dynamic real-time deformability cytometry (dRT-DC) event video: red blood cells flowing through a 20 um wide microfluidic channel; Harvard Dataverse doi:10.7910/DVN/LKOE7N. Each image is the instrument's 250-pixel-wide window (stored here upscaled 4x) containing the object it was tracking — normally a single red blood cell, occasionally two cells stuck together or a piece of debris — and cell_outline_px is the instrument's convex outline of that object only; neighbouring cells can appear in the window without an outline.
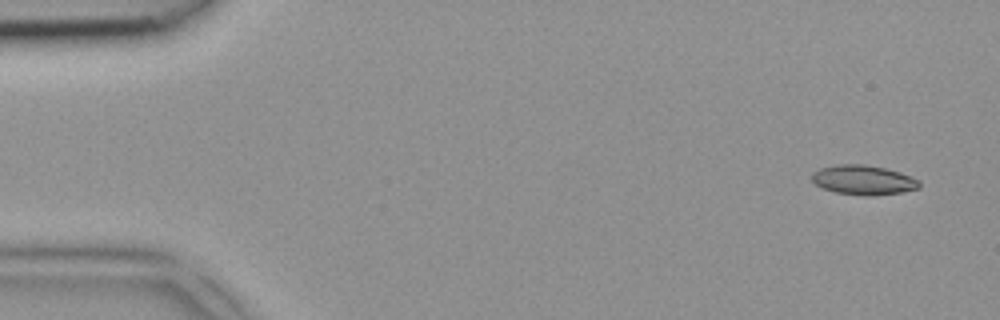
{"species": "common noctule bat (a hibernating species)", "species_latin": "Nyctalus noctula", "temperature_condition": "room temperature", "stored_images_in_passage": 4, "camera_frame_rate_fps": 3000, "um_per_image_px": 0.085, "animal": {"sex": "female", "body_mass_g": 18.4}, "frame": {"image": 1, "passage_image": 1, "time_ms": 0.0, "image_size_px": [1000, 320], "cell_outline_px": [[920, 188], [900, 192], [872, 196], [864, 196], [836, 192], [824, 188], [816, 184], [812, 180], [812, 172], [820, 168], [836, 164], [864, 164], [884, 168], [900, 172], [920, 180]], "centroid_in_image_um": [73.39, 15.29], "position_along_channel_um": 11.6, "area_um2": 18.5}}
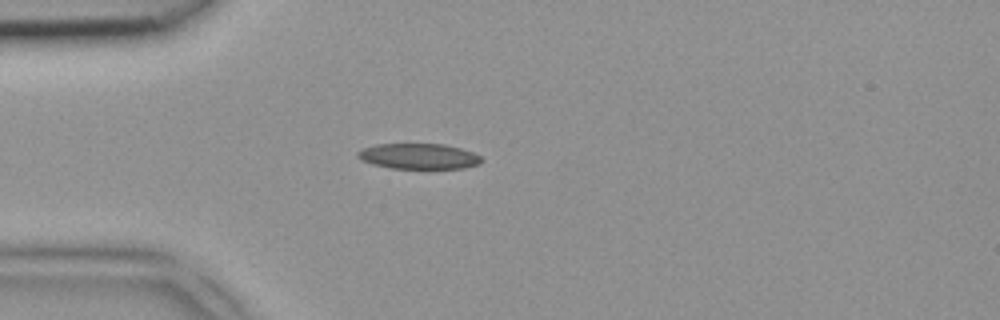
{"frame": {"image": 2, "passage_image": 4, "time_ms": 1.0, "image_size_px": [1000, 320], "cell_outline_px": [[480, 164], [464, 168], [392, 168], [372, 164], [360, 160], [356, 156], [356, 152], [364, 148], [376, 144], [444, 144], [460, 148], [472, 152], [480, 156]], "centroid_in_image_um": [35.55, 13.28], "position_along_channel_um": 49.4, "area_um2": 18.32}}